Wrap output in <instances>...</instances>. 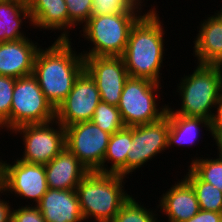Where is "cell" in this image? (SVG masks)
<instances>
[{"mask_svg": "<svg viewBox=\"0 0 222 222\" xmlns=\"http://www.w3.org/2000/svg\"><path fill=\"white\" fill-rule=\"evenodd\" d=\"M91 122L111 135L126 127L118 107L103 101L98 103Z\"/></svg>", "mask_w": 222, "mask_h": 222, "instance_id": "d4e9b609", "label": "cell"}, {"mask_svg": "<svg viewBox=\"0 0 222 222\" xmlns=\"http://www.w3.org/2000/svg\"><path fill=\"white\" fill-rule=\"evenodd\" d=\"M30 38L0 42V75L13 78L32 75L38 50Z\"/></svg>", "mask_w": 222, "mask_h": 222, "instance_id": "5bb4252c", "label": "cell"}, {"mask_svg": "<svg viewBox=\"0 0 222 222\" xmlns=\"http://www.w3.org/2000/svg\"><path fill=\"white\" fill-rule=\"evenodd\" d=\"M195 159L190 163L189 169L201 181L210 183L222 191V158L198 159L196 157Z\"/></svg>", "mask_w": 222, "mask_h": 222, "instance_id": "cb8c5ba5", "label": "cell"}, {"mask_svg": "<svg viewBox=\"0 0 222 222\" xmlns=\"http://www.w3.org/2000/svg\"><path fill=\"white\" fill-rule=\"evenodd\" d=\"M84 70L95 81L101 101L118 106L129 77L122 57H84Z\"/></svg>", "mask_w": 222, "mask_h": 222, "instance_id": "4fadbf2b", "label": "cell"}, {"mask_svg": "<svg viewBox=\"0 0 222 222\" xmlns=\"http://www.w3.org/2000/svg\"><path fill=\"white\" fill-rule=\"evenodd\" d=\"M131 195L130 199L120 208L111 222H158L156 211H150L143 205L138 204Z\"/></svg>", "mask_w": 222, "mask_h": 222, "instance_id": "484cf974", "label": "cell"}, {"mask_svg": "<svg viewBox=\"0 0 222 222\" xmlns=\"http://www.w3.org/2000/svg\"><path fill=\"white\" fill-rule=\"evenodd\" d=\"M3 160H0V189H2Z\"/></svg>", "mask_w": 222, "mask_h": 222, "instance_id": "d590c367", "label": "cell"}, {"mask_svg": "<svg viewBox=\"0 0 222 222\" xmlns=\"http://www.w3.org/2000/svg\"><path fill=\"white\" fill-rule=\"evenodd\" d=\"M168 131L167 113L158 121L132 126V142L127 155V175L168 149Z\"/></svg>", "mask_w": 222, "mask_h": 222, "instance_id": "30bf717a", "label": "cell"}, {"mask_svg": "<svg viewBox=\"0 0 222 222\" xmlns=\"http://www.w3.org/2000/svg\"><path fill=\"white\" fill-rule=\"evenodd\" d=\"M110 136L91 121L78 122L65 127V146L94 172L103 165Z\"/></svg>", "mask_w": 222, "mask_h": 222, "instance_id": "9c48e42d", "label": "cell"}, {"mask_svg": "<svg viewBox=\"0 0 222 222\" xmlns=\"http://www.w3.org/2000/svg\"><path fill=\"white\" fill-rule=\"evenodd\" d=\"M185 222H222V212L200 211L188 221Z\"/></svg>", "mask_w": 222, "mask_h": 222, "instance_id": "4dcf8cb0", "label": "cell"}, {"mask_svg": "<svg viewBox=\"0 0 222 222\" xmlns=\"http://www.w3.org/2000/svg\"><path fill=\"white\" fill-rule=\"evenodd\" d=\"M18 207L12 209L11 222H46L36 205Z\"/></svg>", "mask_w": 222, "mask_h": 222, "instance_id": "f546056e", "label": "cell"}, {"mask_svg": "<svg viewBox=\"0 0 222 222\" xmlns=\"http://www.w3.org/2000/svg\"><path fill=\"white\" fill-rule=\"evenodd\" d=\"M6 194L3 189H0V194ZM1 196V195H0ZM12 209L9 205V201L0 199V222H11Z\"/></svg>", "mask_w": 222, "mask_h": 222, "instance_id": "1f68e13d", "label": "cell"}, {"mask_svg": "<svg viewBox=\"0 0 222 222\" xmlns=\"http://www.w3.org/2000/svg\"><path fill=\"white\" fill-rule=\"evenodd\" d=\"M55 120V109L33 75L15 80L10 111V132L22 125Z\"/></svg>", "mask_w": 222, "mask_h": 222, "instance_id": "52a82bcc", "label": "cell"}, {"mask_svg": "<svg viewBox=\"0 0 222 222\" xmlns=\"http://www.w3.org/2000/svg\"><path fill=\"white\" fill-rule=\"evenodd\" d=\"M140 11H123L91 16L82 25L83 36L93 45L83 51V57H121L127 47L132 26L141 17ZM85 52V53H84Z\"/></svg>", "mask_w": 222, "mask_h": 222, "instance_id": "5b68a950", "label": "cell"}, {"mask_svg": "<svg viewBox=\"0 0 222 222\" xmlns=\"http://www.w3.org/2000/svg\"><path fill=\"white\" fill-rule=\"evenodd\" d=\"M2 189L7 193L30 199L35 205L48 190L44 165L16 159L11 165L3 161Z\"/></svg>", "mask_w": 222, "mask_h": 222, "instance_id": "7c38bea8", "label": "cell"}, {"mask_svg": "<svg viewBox=\"0 0 222 222\" xmlns=\"http://www.w3.org/2000/svg\"><path fill=\"white\" fill-rule=\"evenodd\" d=\"M29 12L33 26L44 30H64L57 40H69L70 29L68 32V10L65 0H34Z\"/></svg>", "mask_w": 222, "mask_h": 222, "instance_id": "d6986e66", "label": "cell"}, {"mask_svg": "<svg viewBox=\"0 0 222 222\" xmlns=\"http://www.w3.org/2000/svg\"><path fill=\"white\" fill-rule=\"evenodd\" d=\"M44 167L47 185L51 189L76 190L81 180L89 173L66 146Z\"/></svg>", "mask_w": 222, "mask_h": 222, "instance_id": "9a60e30c", "label": "cell"}, {"mask_svg": "<svg viewBox=\"0 0 222 222\" xmlns=\"http://www.w3.org/2000/svg\"><path fill=\"white\" fill-rule=\"evenodd\" d=\"M72 39L55 40L36 54L32 75L48 102L56 110L84 71V57L72 49Z\"/></svg>", "mask_w": 222, "mask_h": 222, "instance_id": "6da1fadb", "label": "cell"}, {"mask_svg": "<svg viewBox=\"0 0 222 222\" xmlns=\"http://www.w3.org/2000/svg\"><path fill=\"white\" fill-rule=\"evenodd\" d=\"M143 1L142 0H93L92 16L112 14L123 11H141Z\"/></svg>", "mask_w": 222, "mask_h": 222, "instance_id": "4316f807", "label": "cell"}, {"mask_svg": "<svg viewBox=\"0 0 222 222\" xmlns=\"http://www.w3.org/2000/svg\"><path fill=\"white\" fill-rule=\"evenodd\" d=\"M29 20L32 25L29 8L12 0L0 2V42L16 41L27 38L22 31L23 20Z\"/></svg>", "mask_w": 222, "mask_h": 222, "instance_id": "7402d4cb", "label": "cell"}, {"mask_svg": "<svg viewBox=\"0 0 222 222\" xmlns=\"http://www.w3.org/2000/svg\"><path fill=\"white\" fill-rule=\"evenodd\" d=\"M214 15L222 22V9H220V11H218L217 13L215 12Z\"/></svg>", "mask_w": 222, "mask_h": 222, "instance_id": "8d00e7d4", "label": "cell"}, {"mask_svg": "<svg viewBox=\"0 0 222 222\" xmlns=\"http://www.w3.org/2000/svg\"><path fill=\"white\" fill-rule=\"evenodd\" d=\"M100 101L101 97L95 81L84 70L75 80L68 96L55 110V120L64 127L91 121Z\"/></svg>", "mask_w": 222, "mask_h": 222, "instance_id": "8fae6325", "label": "cell"}, {"mask_svg": "<svg viewBox=\"0 0 222 222\" xmlns=\"http://www.w3.org/2000/svg\"><path fill=\"white\" fill-rule=\"evenodd\" d=\"M57 125L58 127H52ZM56 128V129H55ZM20 133L24 152L20 160L32 164L45 165L65 148V127L57 120L42 124L19 126L11 133Z\"/></svg>", "mask_w": 222, "mask_h": 222, "instance_id": "ba28073f", "label": "cell"}, {"mask_svg": "<svg viewBox=\"0 0 222 222\" xmlns=\"http://www.w3.org/2000/svg\"><path fill=\"white\" fill-rule=\"evenodd\" d=\"M68 10V29L85 24L92 16L93 0H65Z\"/></svg>", "mask_w": 222, "mask_h": 222, "instance_id": "f1b7e54d", "label": "cell"}, {"mask_svg": "<svg viewBox=\"0 0 222 222\" xmlns=\"http://www.w3.org/2000/svg\"><path fill=\"white\" fill-rule=\"evenodd\" d=\"M12 1L21 3V4L25 5L28 8L34 2V0H12Z\"/></svg>", "mask_w": 222, "mask_h": 222, "instance_id": "e575fe53", "label": "cell"}, {"mask_svg": "<svg viewBox=\"0 0 222 222\" xmlns=\"http://www.w3.org/2000/svg\"><path fill=\"white\" fill-rule=\"evenodd\" d=\"M125 176L114 173L89 172L76 191L84 220L111 222L130 199L124 188ZM126 192V193H125Z\"/></svg>", "mask_w": 222, "mask_h": 222, "instance_id": "3957f363", "label": "cell"}, {"mask_svg": "<svg viewBox=\"0 0 222 222\" xmlns=\"http://www.w3.org/2000/svg\"><path fill=\"white\" fill-rule=\"evenodd\" d=\"M164 34L156 8L143 13L132 26L127 47L121 56L130 77L160 83V68L165 56Z\"/></svg>", "mask_w": 222, "mask_h": 222, "instance_id": "7a4b0ae2", "label": "cell"}, {"mask_svg": "<svg viewBox=\"0 0 222 222\" xmlns=\"http://www.w3.org/2000/svg\"><path fill=\"white\" fill-rule=\"evenodd\" d=\"M167 114L169 117L168 149L175 145L176 147L189 144L194 145L198 141L200 127H206L209 133H211V123L209 120L201 117L181 116L173 113L169 107Z\"/></svg>", "mask_w": 222, "mask_h": 222, "instance_id": "ffe728a7", "label": "cell"}, {"mask_svg": "<svg viewBox=\"0 0 222 222\" xmlns=\"http://www.w3.org/2000/svg\"><path fill=\"white\" fill-rule=\"evenodd\" d=\"M46 222H83L76 190L48 188L36 204Z\"/></svg>", "mask_w": 222, "mask_h": 222, "instance_id": "2e32d148", "label": "cell"}, {"mask_svg": "<svg viewBox=\"0 0 222 222\" xmlns=\"http://www.w3.org/2000/svg\"><path fill=\"white\" fill-rule=\"evenodd\" d=\"M132 142V126L125 127L110 136L103 165L97 172L114 173L127 177V155ZM111 161V162H110ZM111 163L108 168L105 163Z\"/></svg>", "mask_w": 222, "mask_h": 222, "instance_id": "44dd1931", "label": "cell"}, {"mask_svg": "<svg viewBox=\"0 0 222 222\" xmlns=\"http://www.w3.org/2000/svg\"><path fill=\"white\" fill-rule=\"evenodd\" d=\"M211 135L218 149V155L222 158V127H211Z\"/></svg>", "mask_w": 222, "mask_h": 222, "instance_id": "836d02e7", "label": "cell"}, {"mask_svg": "<svg viewBox=\"0 0 222 222\" xmlns=\"http://www.w3.org/2000/svg\"><path fill=\"white\" fill-rule=\"evenodd\" d=\"M160 88L161 83L128 77L117 106L126 127L152 123L166 115L169 105L157 108Z\"/></svg>", "mask_w": 222, "mask_h": 222, "instance_id": "8992f818", "label": "cell"}, {"mask_svg": "<svg viewBox=\"0 0 222 222\" xmlns=\"http://www.w3.org/2000/svg\"><path fill=\"white\" fill-rule=\"evenodd\" d=\"M177 85L181 108L174 111L181 116L201 117L211 122L212 108L222 97V65L198 64L192 74L184 75ZM179 90V91H178Z\"/></svg>", "mask_w": 222, "mask_h": 222, "instance_id": "277c9868", "label": "cell"}, {"mask_svg": "<svg viewBox=\"0 0 222 222\" xmlns=\"http://www.w3.org/2000/svg\"><path fill=\"white\" fill-rule=\"evenodd\" d=\"M16 78L0 75V127L10 131V111Z\"/></svg>", "mask_w": 222, "mask_h": 222, "instance_id": "83f0119b", "label": "cell"}, {"mask_svg": "<svg viewBox=\"0 0 222 222\" xmlns=\"http://www.w3.org/2000/svg\"><path fill=\"white\" fill-rule=\"evenodd\" d=\"M162 195L158 206L168 217V222L188 221L200 211L196 193L185 178L172 185Z\"/></svg>", "mask_w": 222, "mask_h": 222, "instance_id": "e0dca14e", "label": "cell"}, {"mask_svg": "<svg viewBox=\"0 0 222 222\" xmlns=\"http://www.w3.org/2000/svg\"><path fill=\"white\" fill-rule=\"evenodd\" d=\"M193 187L199 207L205 211L222 212V191L212 184L201 181L189 168L183 176Z\"/></svg>", "mask_w": 222, "mask_h": 222, "instance_id": "603a6c76", "label": "cell"}, {"mask_svg": "<svg viewBox=\"0 0 222 222\" xmlns=\"http://www.w3.org/2000/svg\"><path fill=\"white\" fill-rule=\"evenodd\" d=\"M199 29L193 41L197 64L222 65V22L211 15L201 22Z\"/></svg>", "mask_w": 222, "mask_h": 222, "instance_id": "ac0fdd59", "label": "cell"}, {"mask_svg": "<svg viewBox=\"0 0 222 222\" xmlns=\"http://www.w3.org/2000/svg\"><path fill=\"white\" fill-rule=\"evenodd\" d=\"M216 111L211 119V127H222V97L216 105Z\"/></svg>", "mask_w": 222, "mask_h": 222, "instance_id": "d6a6232c", "label": "cell"}]
</instances>
